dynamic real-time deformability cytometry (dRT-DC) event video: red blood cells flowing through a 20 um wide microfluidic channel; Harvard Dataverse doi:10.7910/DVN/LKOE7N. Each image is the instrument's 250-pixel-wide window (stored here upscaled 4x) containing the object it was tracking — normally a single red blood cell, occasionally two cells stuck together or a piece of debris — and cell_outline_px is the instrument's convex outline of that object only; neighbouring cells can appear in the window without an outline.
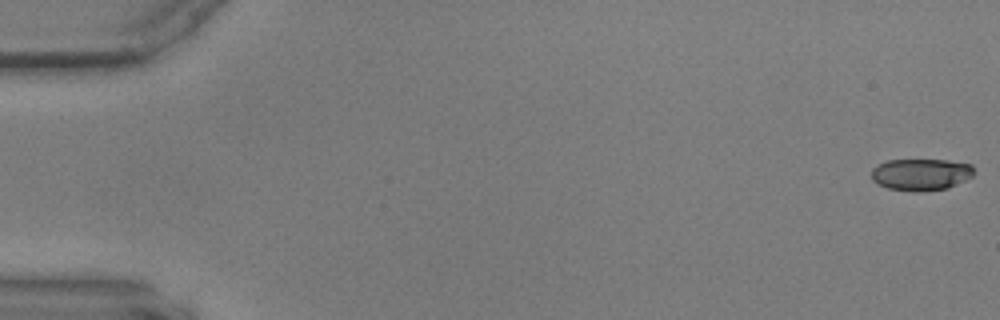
{"species": "common noctule bat (a hibernating species)", "species_latin": "Nyctalus noctula", "temperature_condition": "warm", "stored_images_in_passage": 56, "camera_frame_rate_fps": 3000, "um_per_image_px": 0.085, "animal": {"sex": "male", "body_mass_g": 17.9, "forearm_length_mm": 54.2}, "frame": {"image": 1, "passage_image": 1, "time_ms": 0.0, "image_size_px": [1000, 320], "cell_outline_px": [[972, 176], [948, 188], [920, 192], [912, 192], [888, 188], [876, 184], [872, 180], [872, 168], [888, 160], [948, 160], [972, 164]], "centroid_in_image_um": [78.25, 14.84], "position_along_channel_um": 6.7, "area_um2": 19.02}}
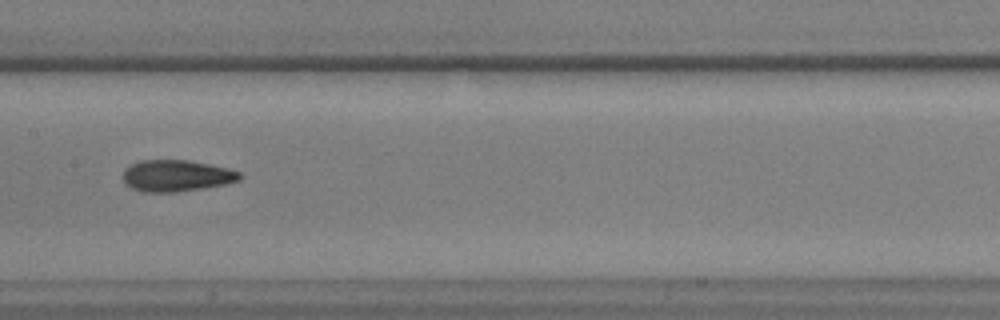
{"frame": {"image": 2, "passage_image": 30, "time_ms": 9.667, "image_size_px": [1000, 320], "cell_outline_px": [[244, 176], [240, 180], [228, 184], [176, 192], [144, 192], [132, 188], [124, 184], [124, 172], [132, 164], [140, 160], [188, 160], [228, 168], [240, 172]], "centroid_in_image_um": [15.04, 14.94], "position_along_channel_um": 192.4, "area_um2": 21.44}}
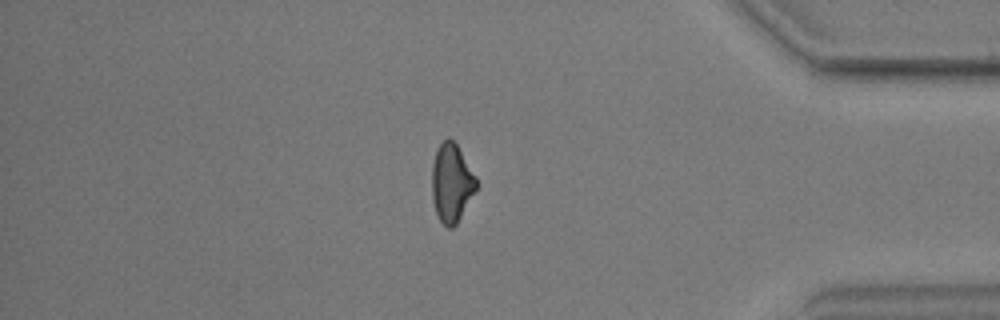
{"frame": {"image": 3, "passage_image": 50, "time_ms": 16.333, "image_size_px": [1000, 320], "cell_outline_px": [[480, 184], [456, 224], [452, 228], [448, 228], [440, 220], [436, 212], [432, 200], [432, 164], [436, 152], [440, 144], [448, 136], [456, 144], [476, 176]], "centroid_in_image_um": [38.4, 15.55], "position_along_channel_um": 396.8, "area_um2": 20.29}}